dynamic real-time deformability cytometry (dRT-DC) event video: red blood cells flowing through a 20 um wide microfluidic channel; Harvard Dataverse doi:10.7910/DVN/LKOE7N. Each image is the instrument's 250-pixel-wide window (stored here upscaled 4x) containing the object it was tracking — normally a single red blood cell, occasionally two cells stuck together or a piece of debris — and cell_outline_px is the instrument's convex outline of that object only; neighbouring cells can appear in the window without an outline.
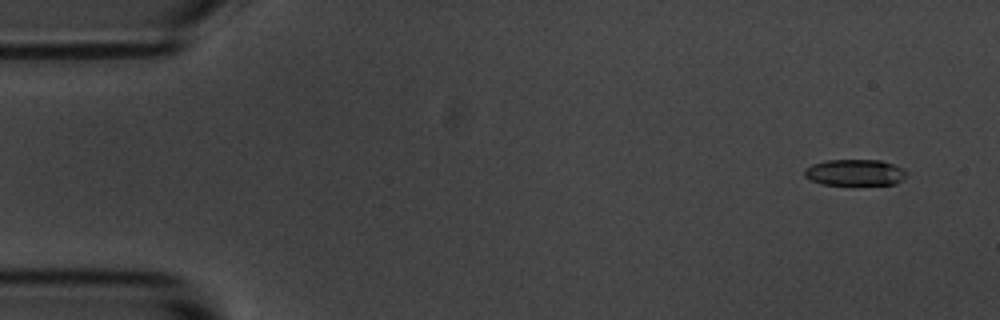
{"species": "common noctule bat (a hibernating species)", "species_latin": "Nyctalus noctula", "temperature_condition": "room temperature", "stored_images_in_passage": 5, "camera_frame_rate_fps": 3000, "um_per_image_px": 0.085, "animal": {"sex": "male", "body_mass_g": 20.1, "forearm_length_mm": 53.5}, "frame": {"image": 1, "passage_image": 1, "time_ms": 0.0, "image_size_px": [1000, 320], "cell_outline_px": [[908, 172], [896, 184], [820, 184], [804, 176], [804, 168], [812, 164], [824, 160], [880, 160], [904, 168]], "centroid_in_image_um": [72.64, 14.65], "position_along_channel_um": 12.4, "area_um2": 15.55}}
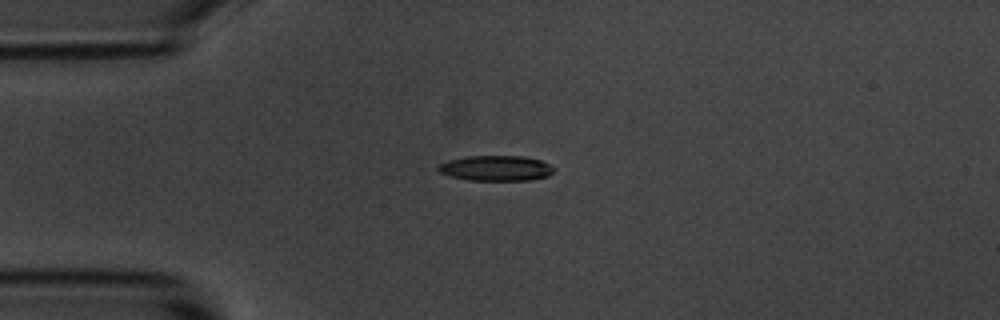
{"frame": {"image": 2, "passage_image": 4, "time_ms": 3.333, "image_size_px": [1000, 320], "cell_outline_px": [[556, 168], [548, 176], [532, 180], [468, 180], [452, 176], [440, 172], [436, 168], [440, 164], [448, 160], [468, 156], [524, 156], [540, 160]], "centroid_in_image_um": [42.18, 14.29], "position_along_channel_um": 42.8, "area_um2": 16.99}}